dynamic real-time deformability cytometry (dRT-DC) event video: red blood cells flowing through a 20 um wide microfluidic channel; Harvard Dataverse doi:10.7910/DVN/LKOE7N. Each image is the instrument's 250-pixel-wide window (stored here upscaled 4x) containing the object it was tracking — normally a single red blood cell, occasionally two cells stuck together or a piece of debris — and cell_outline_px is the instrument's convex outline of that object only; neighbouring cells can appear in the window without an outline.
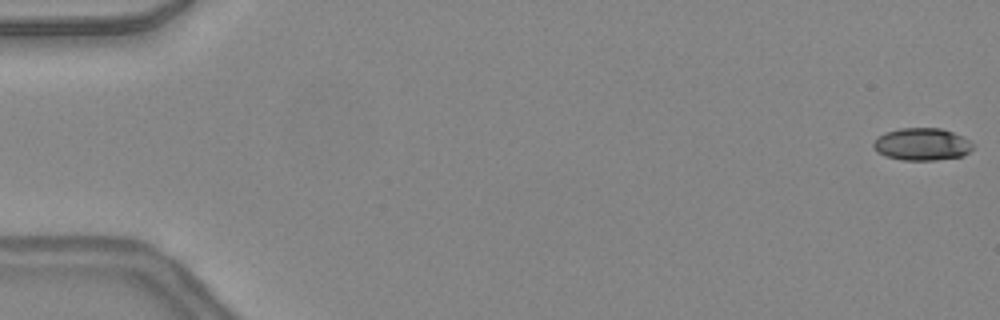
{"species": "common noctule bat (a hibernating species)", "species_latin": "Nyctalus noctula", "temperature_condition": "warm", "stored_images_in_passage": 4, "camera_frame_rate_fps": 3000, "um_per_image_px": 0.085, "animal": {"sex": "female", "body_mass_g": 24.6, "forearm_length_mm": 56.2}, "frame": {"image": 1, "passage_image": 1, "time_ms": 0.0, "image_size_px": [1000, 320], "cell_outline_px": [[976, 144], [964, 156], [936, 160], [900, 160], [884, 156], [876, 152], [872, 144], [876, 136], [884, 132], [900, 128], [940, 128], [952, 132]], "centroid_in_image_um": [78.32, 12.27], "position_along_channel_um": 6.7, "area_um2": 19.02}}